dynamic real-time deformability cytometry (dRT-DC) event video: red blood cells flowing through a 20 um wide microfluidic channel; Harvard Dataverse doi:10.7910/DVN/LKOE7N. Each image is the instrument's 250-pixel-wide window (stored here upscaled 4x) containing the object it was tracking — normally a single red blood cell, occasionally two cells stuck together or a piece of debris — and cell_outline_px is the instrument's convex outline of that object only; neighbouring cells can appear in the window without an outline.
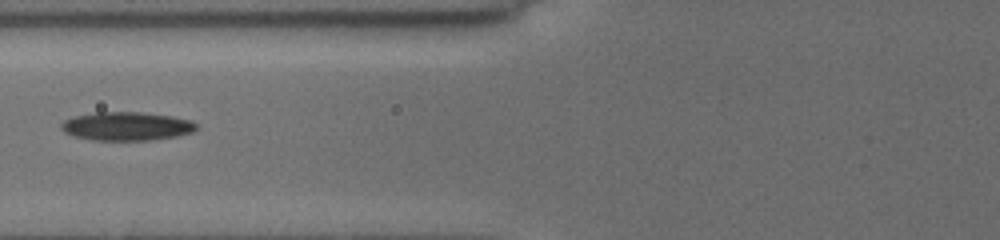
{"species": "common noctule bat (a hibernating species)", "species_latin": "Nyctalus noctula", "temperature_condition": "cold", "stored_images_in_passage": 13, "camera_frame_rate_fps": 3000, "um_per_image_px": 0.085, "animal": {"sex": "female", "body_mass_g": 19.5, "forearm_length_mm": 54.1}, "frame": {"image": 1, "passage_image": 8, "time_ms": 7.333, "image_size_px": [1000, 240], "cell_outline_px": [[196, 128], [192, 132], [176, 136], [148, 140], [92, 140], [76, 136], [64, 132], [60, 128], [60, 124], [64, 120], [76, 116], [96, 112], [140, 112], [172, 116], [188, 120], [196, 124]], "centroid_in_image_um": [10.73, 10.73], "position_along_channel_um": 115.1, "area_um2": 22.25}}
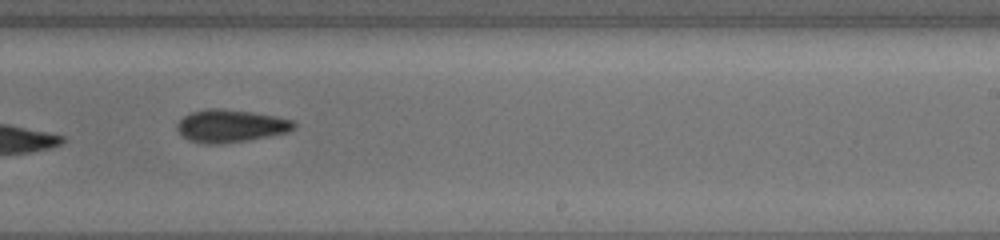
{"frame": {"image": 2, "passage_image": 13, "time_ms": 11.333, "image_size_px": [1000, 240], "cell_outline_px": [[296, 128], [288, 132], [248, 140], [220, 144], [204, 144], [188, 140], [180, 136], [176, 128], [176, 124], [184, 116], [192, 112], [204, 108], [220, 108], [252, 112], [276, 116], [292, 120], [296, 124]], "centroid_in_image_um": [19.57, 10.7], "position_along_channel_um": 269.4, "area_um2": 22.48}}